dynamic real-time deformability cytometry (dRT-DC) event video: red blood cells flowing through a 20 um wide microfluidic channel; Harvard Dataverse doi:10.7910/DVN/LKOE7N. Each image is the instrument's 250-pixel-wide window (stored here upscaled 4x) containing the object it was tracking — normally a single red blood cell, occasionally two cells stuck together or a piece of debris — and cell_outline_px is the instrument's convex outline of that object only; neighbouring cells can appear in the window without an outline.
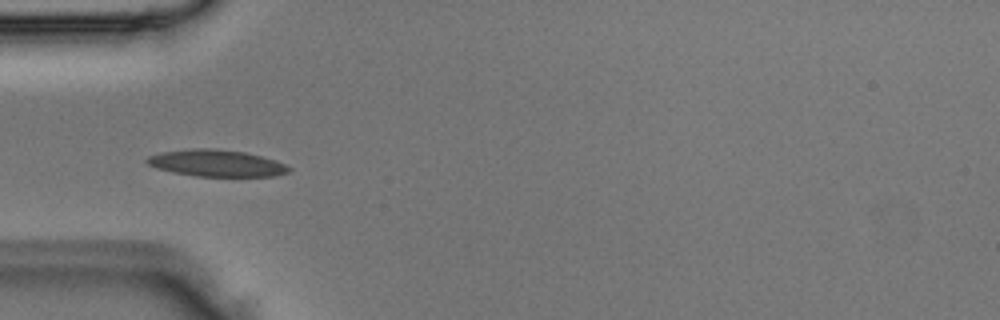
{"species": "Egyptian fruit bat (a non-hibernating species)", "species_latin": "Rousettus aegyptiacus", "temperature_condition": "room temperature", "stored_images_in_passage": 3, "camera_frame_rate_fps": 3000, "um_per_image_px": 0.085, "animal": {"sex": "male"}, "frame": {"image": 1, "passage_image": 2, "time_ms": 0.333, "image_size_px": [1000, 320], "cell_outline_px": [[292, 168], [288, 172], [272, 176], [196, 176], [172, 172], [156, 168], [148, 164], [144, 160], [148, 156], [160, 152], [192, 148], [212, 148], [244, 152], [276, 160]], "centroid_in_image_um": [18.36, 13.86], "position_along_channel_um": 66.6, "area_um2": 22.08}}
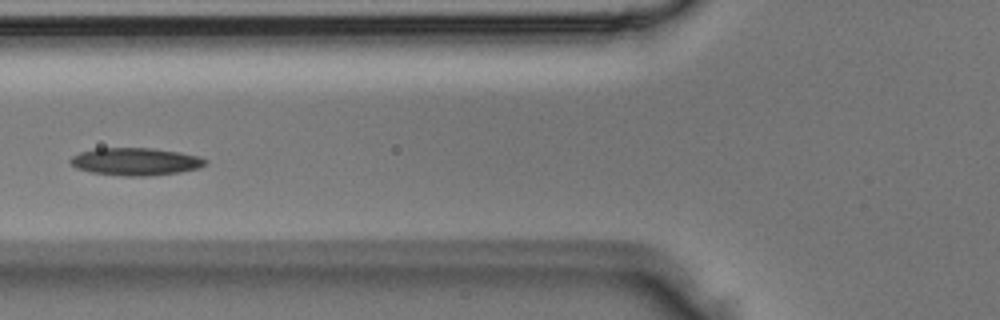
{"frame": {"image": 2, "passage_image": 3, "time_ms": 0.667, "image_size_px": [1000, 320], "cell_outline_px": [[208, 164], [200, 168], [180, 172], [148, 176], [124, 176], [92, 172], [76, 168], [68, 160], [72, 156], [80, 152], [96, 148], [152, 148], [180, 152], [200, 156], [208, 160]], "centroid_in_image_um": [11.57, 13.73], "position_along_channel_um": 114.2, "area_um2": 21.85}}